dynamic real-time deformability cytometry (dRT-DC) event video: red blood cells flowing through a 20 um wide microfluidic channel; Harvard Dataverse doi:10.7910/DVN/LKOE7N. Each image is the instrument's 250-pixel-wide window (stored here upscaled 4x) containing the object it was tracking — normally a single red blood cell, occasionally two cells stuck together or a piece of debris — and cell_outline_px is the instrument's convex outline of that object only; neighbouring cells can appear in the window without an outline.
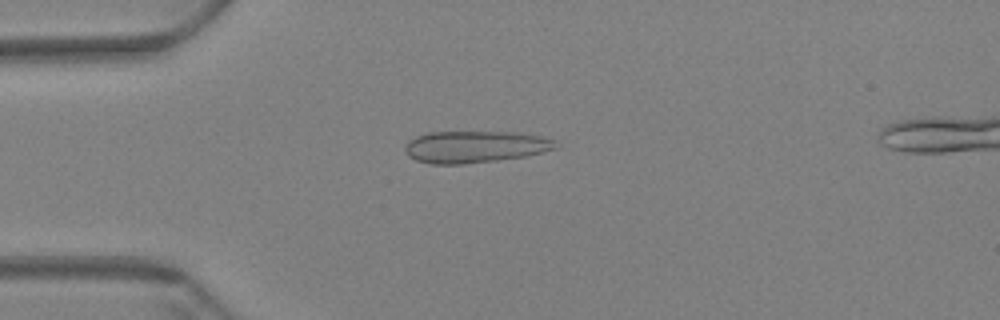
{"species": "Egyptian fruit bat (a non-hibernating species)", "species_latin": "Rousettus aegyptiacus", "temperature_condition": "warm", "stored_images_in_passage": 58, "camera_frame_rate_fps": 3000, "um_per_image_px": 0.085, "animal": {"sex": "female"}, "frame": {"image": 1, "passage_image": 15, "time_ms": 4.667, "image_size_px": [1000, 320], "cell_outline_px": [[560, 148], [524, 156], [496, 160], [464, 164], [432, 164], [416, 160], [408, 156], [404, 148], [408, 140], [416, 136], [428, 132], [520, 132], [540, 136], [556, 140]], "centroid_in_image_um": [40.39, 12.47], "position_along_channel_um": 44.6, "area_um2": 28.15}}
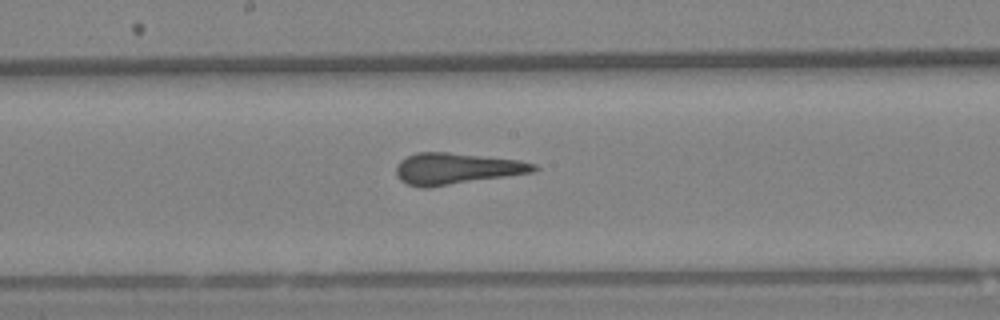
{"frame": {"image": 2, "passage_image": 31, "time_ms": 10.0, "image_size_px": [1000, 320], "cell_outline_px": [[540, 168], [532, 172], [428, 188], [424, 188], [408, 184], [400, 180], [396, 176], [396, 164], [400, 160], [416, 152], [448, 152], [520, 160], [536, 164]], "centroid_in_image_um": [38.77, 14.33], "position_along_channel_um": 209.4, "area_um2": 25.14}}
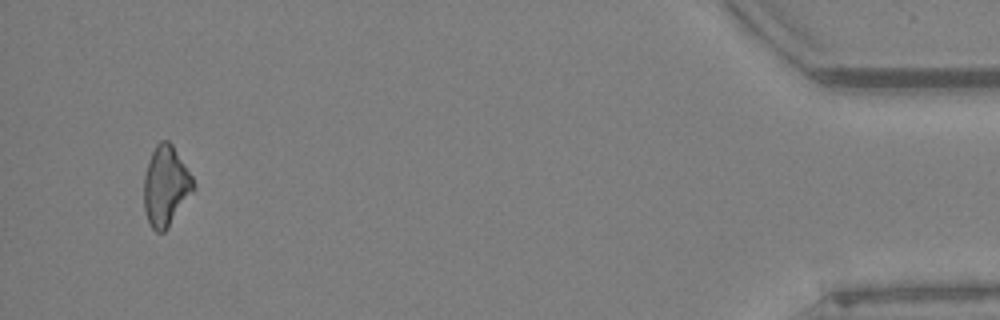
{"frame": {"image": 3, "passage_image": 56, "time_ms": 18.333, "image_size_px": [1000, 320], "cell_outline_px": [[196, 188], [164, 232], [156, 232], [152, 228], [148, 220], [144, 208], [144, 176], [148, 160], [156, 144], [160, 140], [168, 140], [172, 144], [192, 176]], "centroid_in_image_um": [14.09, 15.79], "position_along_channel_um": 421.1, "area_um2": 22.95}, "authors_computed_cell_mechanics": {"area_um2": 25.1141, "velocity_mm_per_s": 3.463, "shape_relaxation_time_tau1_ms": null, "shape_relaxation_time_tau2_ms": 2.0255, "deformation_change_tau1": null, "deformation_change_tau2": 0.0494}}